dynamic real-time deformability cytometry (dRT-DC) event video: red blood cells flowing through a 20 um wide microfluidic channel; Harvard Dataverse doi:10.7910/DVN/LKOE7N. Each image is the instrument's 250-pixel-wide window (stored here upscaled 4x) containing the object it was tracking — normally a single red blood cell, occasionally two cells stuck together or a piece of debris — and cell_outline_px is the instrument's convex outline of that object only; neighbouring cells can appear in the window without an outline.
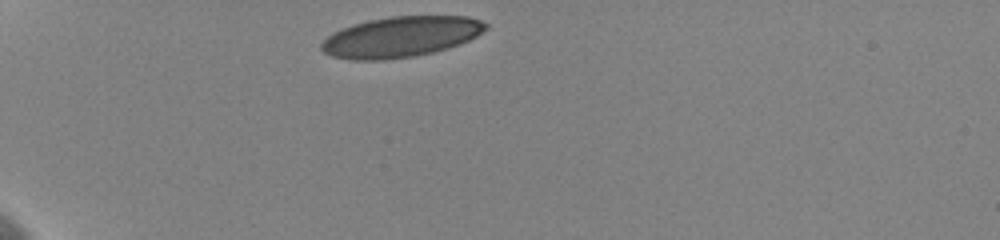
{"species": "human", "species_latin": "Homo sapiens", "temperature_condition": "cold", "stored_images_in_passage": 24, "camera_frame_rate_fps": 3000, "um_per_image_px": 0.085, "donor": {"sex": "female"}, "frame": {"image": 1, "passage_image": 1, "time_ms": 0.0, "image_size_px": [1000, 240], "cell_outline_px": [[488, 28], [476, 36], [468, 40], [448, 48], [432, 52], [412, 56], [384, 60], [352, 60], [332, 56], [324, 52], [320, 48], [320, 44], [328, 36], [352, 24], [368, 20], [392, 16], [468, 16], [480, 20], [488, 24]], "centroid_in_image_um": [34.07, 3.13], "position_along_channel_um": 50.9, "area_um2": 38.67}}
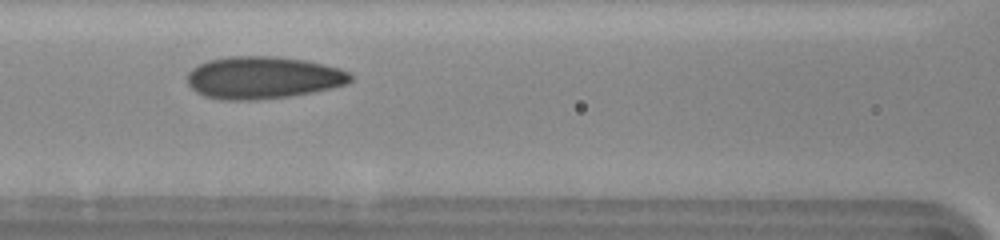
{"frame": {"image": 2, "passage_image": 10, "time_ms": 3.667, "image_size_px": [1000, 240], "cell_outline_px": [[352, 80], [348, 84], [312, 92], [288, 96], [252, 100], [220, 100], [204, 96], [196, 92], [188, 84], [188, 72], [192, 68], [208, 60], [228, 56], [272, 56], [304, 60], [324, 64], [340, 68], [352, 72]], "centroid_in_image_um": [22.36, 6.59], "position_along_channel_um": 144.2, "area_um2": 40.34}}
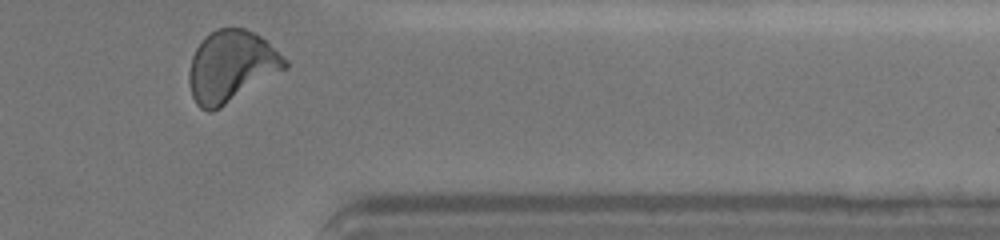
{"frame": {"image": 3, "passage_image": 24, "time_ms": 10.667, "image_size_px": [1000, 240], "cell_outline_px": [[288, 68], [220, 108], [212, 112], [208, 112], [200, 108], [196, 104], [192, 96], [188, 80], [188, 72], [192, 56], [196, 48], [216, 28], [244, 28], [256, 32], [288, 60]], "centroid_in_image_um": [19.66, 5.66], "position_along_channel_um": 391.7, "area_um2": 39.94}, "authors_computed_cell_mechanics": {"area_um2": 38.9572, "velocity_mm_per_s": 3.5819, "shape_relaxation_time_tau1_ms": 5.2099, "shape_relaxation_time_tau2_ms": 1.2268, "deformation_change_tau1": 0.1519, "deformation_change_tau2": 0.0631}}